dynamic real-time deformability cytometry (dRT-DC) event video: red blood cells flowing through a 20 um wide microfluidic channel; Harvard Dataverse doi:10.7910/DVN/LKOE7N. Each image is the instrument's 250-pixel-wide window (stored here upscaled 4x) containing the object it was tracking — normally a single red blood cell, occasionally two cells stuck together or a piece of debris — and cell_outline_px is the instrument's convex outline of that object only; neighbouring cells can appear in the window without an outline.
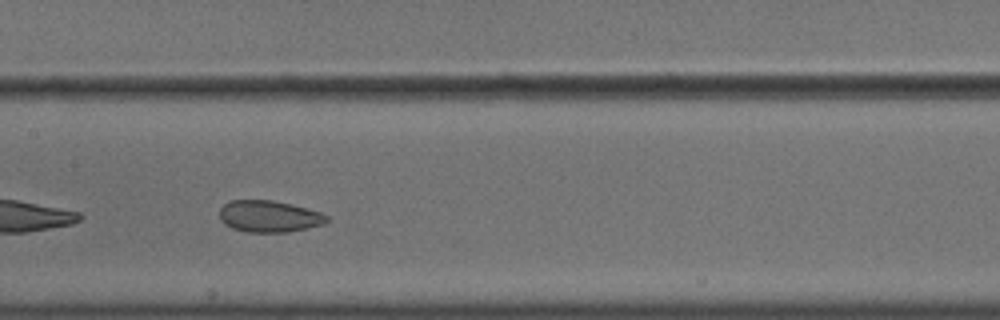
{"species": "common noctule bat (a hibernating species)", "species_latin": "Nyctalus noctula", "temperature_condition": "cold", "stored_images_in_passage": 49, "camera_frame_rate_fps": 3000, "um_per_image_px": 0.085, "animal": {"sex": "male", "body_mass_g": 18.8}, "frame": {"image": 1, "passage_image": 22, "time_ms": 7.0, "image_size_px": [1000, 320], "cell_outline_px": [[328, 220], [324, 224], [308, 228], [288, 232], [248, 232], [232, 228], [224, 224], [220, 220], [220, 208], [228, 200], [272, 200], [320, 212], [328, 216]], "centroid_in_image_um": [22.84, 18.39], "position_along_channel_um": 184.6, "area_um2": 19.71}, "authors_computed_cell_mechanics": {"area_um2": 23.1778, "velocity_mm_per_s": 3.6069, "shape_relaxation_time_tau1_ms": null, "shape_relaxation_time_tau2_ms": 1.5382, "deformation_change_tau1": null, "deformation_change_tau2": 0.066}}